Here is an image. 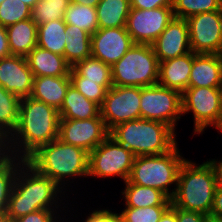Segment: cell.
<instances>
[{"instance_id":"obj_43","label":"cell","mask_w":222,"mask_h":222,"mask_svg":"<svg viewBox=\"0 0 222 222\" xmlns=\"http://www.w3.org/2000/svg\"><path fill=\"white\" fill-rule=\"evenodd\" d=\"M159 222H177L176 207L171 204L161 215Z\"/></svg>"},{"instance_id":"obj_33","label":"cell","mask_w":222,"mask_h":222,"mask_svg":"<svg viewBox=\"0 0 222 222\" xmlns=\"http://www.w3.org/2000/svg\"><path fill=\"white\" fill-rule=\"evenodd\" d=\"M222 10V0H173L174 17L187 19L204 12Z\"/></svg>"},{"instance_id":"obj_26","label":"cell","mask_w":222,"mask_h":222,"mask_svg":"<svg viewBox=\"0 0 222 222\" xmlns=\"http://www.w3.org/2000/svg\"><path fill=\"white\" fill-rule=\"evenodd\" d=\"M130 0H101L96 7L99 28L126 27Z\"/></svg>"},{"instance_id":"obj_3","label":"cell","mask_w":222,"mask_h":222,"mask_svg":"<svg viewBox=\"0 0 222 222\" xmlns=\"http://www.w3.org/2000/svg\"><path fill=\"white\" fill-rule=\"evenodd\" d=\"M26 162L66 192H71L70 188L64 187H69L79 177L87 178L89 172V153L58 138L39 147Z\"/></svg>"},{"instance_id":"obj_9","label":"cell","mask_w":222,"mask_h":222,"mask_svg":"<svg viewBox=\"0 0 222 222\" xmlns=\"http://www.w3.org/2000/svg\"><path fill=\"white\" fill-rule=\"evenodd\" d=\"M135 155L125 146L120 145L110 135L89 153L88 176L108 179L118 177L128 181Z\"/></svg>"},{"instance_id":"obj_42","label":"cell","mask_w":222,"mask_h":222,"mask_svg":"<svg viewBox=\"0 0 222 222\" xmlns=\"http://www.w3.org/2000/svg\"><path fill=\"white\" fill-rule=\"evenodd\" d=\"M11 56L6 27L0 25V59Z\"/></svg>"},{"instance_id":"obj_2","label":"cell","mask_w":222,"mask_h":222,"mask_svg":"<svg viewBox=\"0 0 222 222\" xmlns=\"http://www.w3.org/2000/svg\"><path fill=\"white\" fill-rule=\"evenodd\" d=\"M64 193L67 195L53 180L38 173L25 162L15 177L6 215L13 220L37 210L60 209V214L62 213L66 218L68 209L64 208H67L68 205L66 207L64 205L66 202ZM64 200L65 202L62 203Z\"/></svg>"},{"instance_id":"obj_17","label":"cell","mask_w":222,"mask_h":222,"mask_svg":"<svg viewBox=\"0 0 222 222\" xmlns=\"http://www.w3.org/2000/svg\"><path fill=\"white\" fill-rule=\"evenodd\" d=\"M151 45L159 62L190 53L187 20L174 17Z\"/></svg>"},{"instance_id":"obj_25","label":"cell","mask_w":222,"mask_h":222,"mask_svg":"<svg viewBox=\"0 0 222 222\" xmlns=\"http://www.w3.org/2000/svg\"><path fill=\"white\" fill-rule=\"evenodd\" d=\"M91 56V34L76 25H67L64 58L73 67Z\"/></svg>"},{"instance_id":"obj_11","label":"cell","mask_w":222,"mask_h":222,"mask_svg":"<svg viewBox=\"0 0 222 222\" xmlns=\"http://www.w3.org/2000/svg\"><path fill=\"white\" fill-rule=\"evenodd\" d=\"M141 87L112 86L107 90L100 115L110 131L116 125L141 118Z\"/></svg>"},{"instance_id":"obj_8","label":"cell","mask_w":222,"mask_h":222,"mask_svg":"<svg viewBox=\"0 0 222 222\" xmlns=\"http://www.w3.org/2000/svg\"><path fill=\"white\" fill-rule=\"evenodd\" d=\"M182 115L192 113L193 133L202 134L207 127L222 132L221 88L188 87L182 94Z\"/></svg>"},{"instance_id":"obj_15","label":"cell","mask_w":222,"mask_h":222,"mask_svg":"<svg viewBox=\"0 0 222 222\" xmlns=\"http://www.w3.org/2000/svg\"><path fill=\"white\" fill-rule=\"evenodd\" d=\"M134 44L126 27L99 28L91 35V56L112 66Z\"/></svg>"},{"instance_id":"obj_5","label":"cell","mask_w":222,"mask_h":222,"mask_svg":"<svg viewBox=\"0 0 222 222\" xmlns=\"http://www.w3.org/2000/svg\"><path fill=\"white\" fill-rule=\"evenodd\" d=\"M109 135L136 157L160 155L171 151L177 143V132L155 120L136 119L113 127Z\"/></svg>"},{"instance_id":"obj_4","label":"cell","mask_w":222,"mask_h":222,"mask_svg":"<svg viewBox=\"0 0 222 222\" xmlns=\"http://www.w3.org/2000/svg\"><path fill=\"white\" fill-rule=\"evenodd\" d=\"M217 186L216 170L208 159L201 164L186 159L171 204L185 211L210 215Z\"/></svg>"},{"instance_id":"obj_23","label":"cell","mask_w":222,"mask_h":222,"mask_svg":"<svg viewBox=\"0 0 222 222\" xmlns=\"http://www.w3.org/2000/svg\"><path fill=\"white\" fill-rule=\"evenodd\" d=\"M58 111L60 119L84 120L97 117L100 114V106L88 100L71 84Z\"/></svg>"},{"instance_id":"obj_51","label":"cell","mask_w":222,"mask_h":222,"mask_svg":"<svg viewBox=\"0 0 222 222\" xmlns=\"http://www.w3.org/2000/svg\"><path fill=\"white\" fill-rule=\"evenodd\" d=\"M221 105H222V87H221Z\"/></svg>"},{"instance_id":"obj_50","label":"cell","mask_w":222,"mask_h":222,"mask_svg":"<svg viewBox=\"0 0 222 222\" xmlns=\"http://www.w3.org/2000/svg\"><path fill=\"white\" fill-rule=\"evenodd\" d=\"M221 63V71H222V51L218 54Z\"/></svg>"},{"instance_id":"obj_39","label":"cell","mask_w":222,"mask_h":222,"mask_svg":"<svg viewBox=\"0 0 222 222\" xmlns=\"http://www.w3.org/2000/svg\"><path fill=\"white\" fill-rule=\"evenodd\" d=\"M130 5L133 9L173 7V0H130Z\"/></svg>"},{"instance_id":"obj_12","label":"cell","mask_w":222,"mask_h":222,"mask_svg":"<svg viewBox=\"0 0 222 222\" xmlns=\"http://www.w3.org/2000/svg\"><path fill=\"white\" fill-rule=\"evenodd\" d=\"M186 20L193 53L219 54L222 51V10L198 13Z\"/></svg>"},{"instance_id":"obj_47","label":"cell","mask_w":222,"mask_h":222,"mask_svg":"<svg viewBox=\"0 0 222 222\" xmlns=\"http://www.w3.org/2000/svg\"><path fill=\"white\" fill-rule=\"evenodd\" d=\"M203 222H222V219L213 217L211 215H206L203 219Z\"/></svg>"},{"instance_id":"obj_46","label":"cell","mask_w":222,"mask_h":222,"mask_svg":"<svg viewBox=\"0 0 222 222\" xmlns=\"http://www.w3.org/2000/svg\"><path fill=\"white\" fill-rule=\"evenodd\" d=\"M101 0H70V2H74L77 4H82V5H87V6H91V7H97L98 3Z\"/></svg>"},{"instance_id":"obj_48","label":"cell","mask_w":222,"mask_h":222,"mask_svg":"<svg viewBox=\"0 0 222 222\" xmlns=\"http://www.w3.org/2000/svg\"><path fill=\"white\" fill-rule=\"evenodd\" d=\"M24 2L27 6H29L31 9L33 6L39 1V0H21Z\"/></svg>"},{"instance_id":"obj_40","label":"cell","mask_w":222,"mask_h":222,"mask_svg":"<svg viewBox=\"0 0 222 222\" xmlns=\"http://www.w3.org/2000/svg\"><path fill=\"white\" fill-rule=\"evenodd\" d=\"M177 222H203V219L206 215L193 212L185 211L180 208H176Z\"/></svg>"},{"instance_id":"obj_31","label":"cell","mask_w":222,"mask_h":222,"mask_svg":"<svg viewBox=\"0 0 222 222\" xmlns=\"http://www.w3.org/2000/svg\"><path fill=\"white\" fill-rule=\"evenodd\" d=\"M64 22L67 25H76L91 35L99 29L96 8L74 2H69Z\"/></svg>"},{"instance_id":"obj_30","label":"cell","mask_w":222,"mask_h":222,"mask_svg":"<svg viewBox=\"0 0 222 222\" xmlns=\"http://www.w3.org/2000/svg\"><path fill=\"white\" fill-rule=\"evenodd\" d=\"M21 99L0 86V132L9 138L19 121Z\"/></svg>"},{"instance_id":"obj_49","label":"cell","mask_w":222,"mask_h":222,"mask_svg":"<svg viewBox=\"0 0 222 222\" xmlns=\"http://www.w3.org/2000/svg\"><path fill=\"white\" fill-rule=\"evenodd\" d=\"M0 222H13L7 215L0 216Z\"/></svg>"},{"instance_id":"obj_22","label":"cell","mask_w":222,"mask_h":222,"mask_svg":"<svg viewBox=\"0 0 222 222\" xmlns=\"http://www.w3.org/2000/svg\"><path fill=\"white\" fill-rule=\"evenodd\" d=\"M11 55L27 56L37 46L38 26L31 18L6 27Z\"/></svg>"},{"instance_id":"obj_6","label":"cell","mask_w":222,"mask_h":222,"mask_svg":"<svg viewBox=\"0 0 222 222\" xmlns=\"http://www.w3.org/2000/svg\"><path fill=\"white\" fill-rule=\"evenodd\" d=\"M179 150L177 144L164 154L135 157L128 180L132 184L158 189L172 199L176 192L180 168L186 160ZM172 185L174 189H171Z\"/></svg>"},{"instance_id":"obj_29","label":"cell","mask_w":222,"mask_h":222,"mask_svg":"<svg viewBox=\"0 0 222 222\" xmlns=\"http://www.w3.org/2000/svg\"><path fill=\"white\" fill-rule=\"evenodd\" d=\"M86 81H92L100 84L106 90L112 86V66L103 63L101 60L92 56L78 61L72 67Z\"/></svg>"},{"instance_id":"obj_45","label":"cell","mask_w":222,"mask_h":222,"mask_svg":"<svg viewBox=\"0 0 222 222\" xmlns=\"http://www.w3.org/2000/svg\"><path fill=\"white\" fill-rule=\"evenodd\" d=\"M209 161L213 164V166L216 170L218 184L222 185V160L209 159Z\"/></svg>"},{"instance_id":"obj_32","label":"cell","mask_w":222,"mask_h":222,"mask_svg":"<svg viewBox=\"0 0 222 222\" xmlns=\"http://www.w3.org/2000/svg\"><path fill=\"white\" fill-rule=\"evenodd\" d=\"M70 0H39L31 9V19L37 26L52 20H64Z\"/></svg>"},{"instance_id":"obj_34","label":"cell","mask_w":222,"mask_h":222,"mask_svg":"<svg viewBox=\"0 0 222 222\" xmlns=\"http://www.w3.org/2000/svg\"><path fill=\"white\" fill-rule=\"evenodd\" d=\"M31 17V8L21 0H4L0 4V25L8 27Z\"/></svg>"},{"instance_id":"obj_14","label":"cell","mask_w":222,"mask_h":222,"mask_svg":"<svg viewBox=\"0 0 222 222\" xmlns=\"http://www.w3.org/2000/svg\"><path fill=\"white\" fill-rule=\"evenodd\" d=\"M109 132L100 114L84 120L60 119L58 139L90 153L109 136Z\"/></svg>"},{"instance_id":"obj_20","label":"cell","mask_w":222,"mask_h":222,"mask_svg":"<svg viewBox=\"0 0 222 222\" xmlns=\"http://www.w3.org/2000/svg\"><path fill=\"white\" fill-rule=\"evenodd\" d=\"M26 60L34 77L69 76L72 68L64 56L42 49L38 46L31 50L26 56Z\"/></svg>"},{"instance_id":"obj_10","label":"cell","mask_w":222,"mask_h":222,"mask_svg":"<svg viewBox=\"0 0 222 222\" xmlns=\"http://www.w3.org/2000/svg\"><path fill=\"white\" fill-rule=\"evenodd\" d=\"M141 118L163 122L174 130L182 115L181 93L159 84L141 87Z\"/></svg>"},{"instance_id":"obj_16","label":"cell","mask_w":222,"mask_h":222,"mask_svg":"<svg viewBox=\"0 0 222 222\" xmlns=\"http://www.w3.org/2000/svg\"><path fill=\"white\" fill-rule=\"evenodd\" d=\"M34 75L25 56L11 55L0 59V86L20 99L30 97Z\"/></svg>"},{"instance_id":"obj_36","label":"cell","mask_w":222,"mask_h":222,"mask_svg":"<svg viewBox=\"0 0 222 222\" xmlns=\"http://www.w3.org/2000/svg\"><path fill=\"white\" fill-rule=\"evenodd\" d=\"M169 206L126 207L119 212L123 222H159L161 215Z\"/></svg>"},{"instance_id":"obj_13","label":"cell","mask_w":222,"mask_h":222,"mask_svg":"<svg viewBox=\"0 0 222 222\" xmlns=\"http://www.w3.org/2000/svg\"><path fill=\"white\" fill-rule=\"evenodd\" d=\"M174 18L173 7L130 9L126 30L134 43L152 44Z\"/></svg>"},{"instance_id":"obj_37","label":"cell","mask_w":222,"mask_h":222,"mask_svg":"<svg viewBox=\"0 0 222 222\" xmlns=\"http://www.w3.org/2000/svg\"><path fill=\"white\" fill-rule=\"evenodd\" d=\"M58 211L59 210L47 209L37 210L20 218L13 219V222H63L64 219H66L65 221H67V218H61Z\"/></svg>"},{"instance_id":"obj_21","label":"cell","mask_w":222,"mask_h":222,"mask_svg":"<svg viewBox=\"0 0 222 222\" xmlns=\"http://www.w3.org/2000/svg\"><path fill=\"white\" fill-rule=\"evenodd\" d=\"M71 85L70 76H41L34 77L30 97L44 102L59 110L64 101L68 87Z\"/></svg>"},{"instance_id":"obj_18","label":"cell","mask_w":222,"mask_h":222,"mask_svg":"<svg viewBox=\"0 0 222 222\" xmlns=\"http://www.w3.org/2000/svg\"><path fill=\"white\" fill-rule=\"evenodd\" d=\"M193 65V52L159 62L158 84L179 91L189 87V76Z\"/></svg>"},{"instance_id":"obj_27","label":"cell","mask_w":222,"mask_h":222,"mask_svg":"<svg viewBox=\"0 0 222 222\" xmlns=\"http://www.w3.org/2000/svg\"><path fill=\"white\" fill-rule=\"evenodd\" d=\"M64 20H52L38 26L37 46L64 56L65 32Z\"/></svg>"},{"instance_id":"obj_38","label":"cell","mask_w":222,"mask_h":222,"mask_svg":"<svg viewBox=\"0 0 222 222\" xmlns=\"http://www.w3.org/2000/svg\"><path fill=\"white\" fill-rule=\"evenodd\" d=\"M85 220V221H84ZM82 222H123L120 213L112 212L109 209H94L89 212L87 217Z\"/></svg>"},{"instance_id":"obj_28","label":"cell","mask_w":222,"mask_h":222,"mask_svg":"<svg viewBox=\"0 0 222 222\" xmlns=\"http://www.w3.org/2000/svg\"><path fill=\"white\" fill-rule=\"evenodd\" d=\"M25 162V159L13 155H9L0 162V216H4L7 213L15 177Z\"/></svg>"},{"instance_id":"obj_24","label":"cell","mask_w":222,"mask_h":222,"mask_svg":"<svg viewBox=\"0 0 222 222\" xmlns=\"http://www.w3.org/2000/svg\"><path fill=\"white\" fill-rule=\"evenodd\" d=\"M125 188L121 191L122 198L125 199L126 207H149V206H170L169 199L163 192L152 187L132 184L129 180L125 183Z\"/></svg>"},{"instance_id":"obj_1","label":"cell","mask_w":222,"mask_h":222,"mask_svg":"<svg viewBox=\"0 0 222 222\" xmlns=\"http://www.w3.org/2000/svg\"><path fill=\"white\" fill-rule=\"evenodd\" d=\"M59 111L31 97L22 98L16 130L8 138L9 154L27 159L39 147L58 138Z\"/></svg>"},{"instance_id":"obj_41","label":"cell","mask_w":222,"mask_h":222,"mask_svg":"<svg viewBox=\"0 0 222 222\" xmlns=\"http://www.w3.org/2000/svg\"><path fill=\"white\" fill-rule=\"evenodd\" d=\"M210 215L222 219V185L218 184Z\"/></svg>"},{"instance_id":"obj_7","label":"cell","mask_w":222,"mask_h":222,"mask_svg":"<svg viewBox=\"0 0 222 222\" xmlns=\"http://www.w3.org/2000/svg\"><path fill=\"white\" fill-rule=\"evenodd\" d=\"M159 61L152 45L135 43L112 65L113 86L145 87L158 84Z\"/></svg>"},{"instance_id":"obj_19","label":"cell","mask_w":222,"mask_h":222,"mask_svg":"<svg viewBox=\"0 0 222 222\" xmlns=\"http://www.w3.org/2000/svg\"><path fill=\"white\" fill-rule=\"evenodd\" d=\"M189 87H222V71L218 54L193 53Z\"/></svg>"},{"instance_id":"obj_35","label":"cell","mask_w":222,"mask_h":222,"mask_svg":"<svg viewBox=\"0 0 222 222\" xmlns=\"http://www.w3.org/2000/svg\"><path fill=\"white\" fill-rule=\"evenodd\" d=\"M71 84L82 93L88 100L102 105L107 90L100 84L92 81H86L84 77H81L73 68L70 71Z\"/></svg>"},{"instance_id":"obj_44","label":"cell","mask_w":222,"mask_h":222,"mask_svg":"<svg viewBox=\"0 0 222 222\" xmlns=\"http://www.w3.org/2000/svg\"><path fill=\"white\" fill-rule=\"evenodd\" d=\"M8 138L0 132V162L9 156Z\"/></svg>"}]
</instances>
